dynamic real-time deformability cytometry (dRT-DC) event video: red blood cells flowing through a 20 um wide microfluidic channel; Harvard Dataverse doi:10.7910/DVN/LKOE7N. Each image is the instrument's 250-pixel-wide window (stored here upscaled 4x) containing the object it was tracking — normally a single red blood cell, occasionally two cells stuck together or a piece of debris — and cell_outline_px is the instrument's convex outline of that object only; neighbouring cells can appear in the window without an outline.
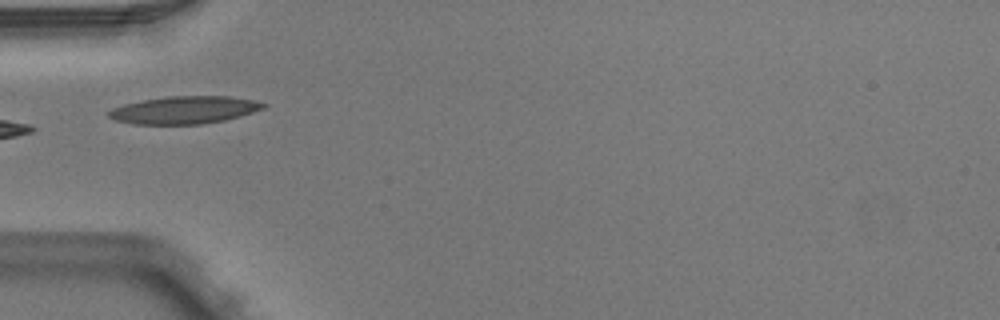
{"species": "Egyptian fruit bat (a non-hibernating species)", "species_latin": "Rousettus aegyptiacus", "temperature_condition": "warm", "stored_images_in_passage": 4, "camera_frame_rate_fps": 3000, "um_per_image_px": 0.085, "animal": {"sex": "male"}, "frame": {"image": 1, "passage_image": 4, "time_ms": 1.0, "image_size_px": [1000, 320], "cell_outline_px": [[268, 104], [264, 108], [240, 116], [224, 120], [200, 124], [132, 124], [116, 120], [108, 116], [108, 112], [112, 108], [124, 104], [144, 100], [168, 96], [228, 96], [252, 100]], "centroid_in_image_um": [15.66, 9.35], "position_along_channel_um": 69.3, "area_um2": 24.62}}